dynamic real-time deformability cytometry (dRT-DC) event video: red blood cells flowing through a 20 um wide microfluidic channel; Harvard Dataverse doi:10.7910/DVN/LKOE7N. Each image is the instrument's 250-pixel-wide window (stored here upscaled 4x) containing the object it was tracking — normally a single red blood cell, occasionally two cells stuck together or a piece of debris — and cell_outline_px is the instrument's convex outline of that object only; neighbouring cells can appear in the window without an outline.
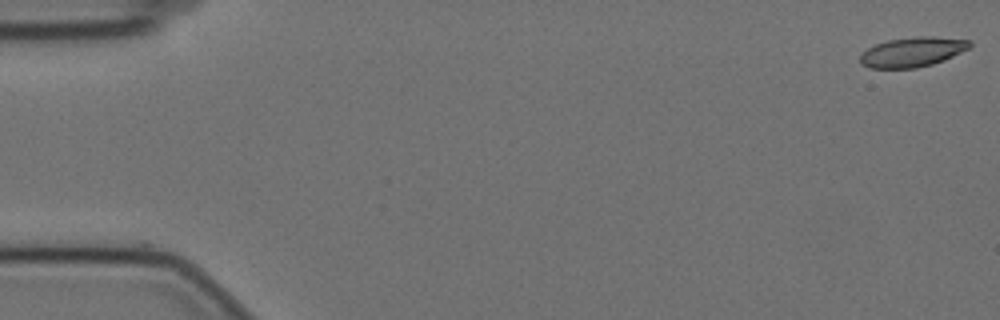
{"species": "Egyptian fruit bat (a non-hibernating species)", "species_latin": "Rousettus aegyptiacus", "temperature_condition": "cold", "stored_images_in_passage": 8, "camera_frame_rate_fps": 3000, "um_per_image_px": 0.085, "animal": {"sex": "female"}, "frame": {"image": 1, "passage_image": 1, "time_ms": 0.0, "image_size_px": [1000, 320], "cell_outline_px": [[972, 44], [968, 48], [944, 60], [932, 64], [916, 68], [872, 68], [860, 64], [860, 56], [868, 48], [876, 44], [888, 40], [916, 36], [932, 36], [972, 40]], "centroid_in_image_um": [77.56, 4.41], "position_along_channel_um": 7.4, "area_um2": 18.9}}